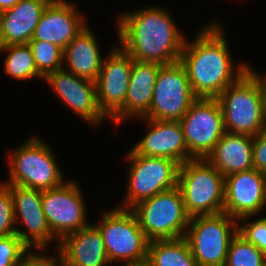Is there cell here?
<instances>
[{
  "label": "cell",
  "instance_id": "1",
  "mask_svg": "<svg viewBox=\"0 0 266 266\" xmlns=\"http://www.w3.org/2000/svg\"><path fill=\"white\" fill-rule=\"evenodd\" d=\"M223 33L221 25L212 22L198 33L195 41H185L180 62L197 98H217L250 67L242 63L234 70Z\"/></svg>",
  "mask_w": 266,
  "mask_h": 266
},
{
  "label": "cell",
  "instance_id": "2",
  "mask_svg": "<svg viewBox=\"0 0 266 266\" xmlns=\"http://www.w3.org/2000/svg\"><path fill=\"white\" fill-rule=\"evenodd\" d=\"M117 19L121 48L134 60L161 65L180 61L186 39L169 12L149 6Z\"/></svg>",
  "mask_w": 266,
  "mask_h": 266
},
{
  "label": "cell",
  "instance_id": "3",
  "mask_svg": "<svg viewBox=\"0 0 266 266\" xmlns=\"http://www.w3.org/2000/svg\"><path fill=\"white\" fill-rule=\"evenodd\" d=\"M216 99L221 107L226 132L256 136L266 127L260 75L250 67Z\"/></svg>",
  "mask_w": 266,
  "mask_h": 266
},
{
  "label": "cell",
  "instance_id": "4",
  "mask_svg": "<svg viewBox=\"0 0 266 266\" xmlns=\"http://www.w3.org/2000/svg\"><path fill=\"white\" fill-rule=\"evenodd\" d=\"M178 187L190 217L224 212L225 177L206 159L180 165Z\"/></svg>",
  "mask_w": 266,
  "mask_h": 266
},
{
  "label": "cell",
  "instance_id": "5",
  "mask_svg": "<svg viewBox=\"0 0 266 266\" xmlns=\"http://www.w3.org/2000/svg\"><path fill=\"white\" fill-rule=\"evenodd\" d=\"M7 155L10 159L7 185L44 191L65 183L51 148L40 138H30L19 149L9 151Z\"/></svg>",
  "mask_w": 266,
  "mask_h": 266
},
{
  "label": "cell",
  "instance_id": "6",
  "mask_svg": "<svg viewBox=\"0 0 266 266\" xmlns=\"http://www.w3.org/2000/svg\"><path fill=\"white\" fill-rule=\"evenodd\" d=\"M131 210L150 241L185 237L190 216L178 186L137 203Z\"/></svg>",
  "mask_w": 266,
  "mask_h": 266
},
{
  "label": "cell",
  "instance_id": "7",
  "mask_svg": "<svg viewBox=\"0 0 266 266\" xmlns=\"http://www.w3.org/2000/svg\"><path fill=\"white\" fill-rule=\"evenodd\" d=\"M235 218L222 212L190 217L185 233L198 266H224L231 239L238 233Z\"/></svg>",
  "mask_w": 266,
  "mask_h": 266
},
{
  "label": "cell",
  "instance_id": "8",
  "mask_svg": "<svg viewBox=\"0 0 266 266\" xmlns=\"http://www.w3.org/2000/svg\"><path fill=\"white\" fill-rule=\"evenodd\" d=\"M130 168L126 200L120 208L131 209L137 203L178 186L180 164L164 157L137 154L132 148L127 153ZM125 206V207H124Z\"/></svg>",
  "mask_w": 266,
  "mask_h": 266
},
{
  "label": "cell",
  "instance_id": "9",
  "mask_svg": "<svg viewBox=\"0 0 266 266\" xmlns=\"http://www.w3.org/2000/svg\"><path fill=\"white\" fill-rule=\"evenodd\" d=\"M102 234L109 261L123 263L137 261L148 256L150 240L141 229L131 209L118 206L104 211L99 223L94 224Z\"/></svg>",
  "mask_w": 266,
  "mask_h": 266
},
{
  "label": "cell",
  "instance_id": "10",
  "mask_svg": "<svg viewBox=\"0 0 266 266\" xmlns=\"http://www.w3.org/2000/svg\"><path fill=\"white\" fill-rule=\"evenodd\" d=\"M197 99L180 61L162 65L145 119L180 121Z\"/></svg>",
  "mask_w": 266,
  "mask_h": 266
},
{
  "label": "cell",
  "instance_id": "11",
  "mask_svg": "<svg viewBox=\"0 0 266 266\" xmlns=\"http://www.w3.org/2000/svg\"><path fill=\"white\" fill-rule=\"evenodd\" d=\"M180 124L188 151L195 159H205L226 132L216 98H197Z\"/></svg>",
  "mask_w": 266,
  "mask_h": 266
},
{
  "label": "cell",
  "instance_id": "12",
  "mask_svg": "<svg viewBox=\"0 0 266 266\" xmlns=\"http://www.w3.org/2000/svg\"><path fill=\"white\" fill-rule=\"evenodd\" d=\"M75 181L42 191V208L53 235L59 242L68 234L88 226L83 194Z\"/></svg>",
  "mask_w": 266,
  "mask_h": 266
},
{
  "label": "cell",
  "instance_id": "13",
  "mask_svg": "<svg viewBox=\"0 0 266 266\" xmlns=\"http://www.w3.org/2000/svg\"><path fill=\"white\" fill-rule=\"evenodd\" d=\"M133 61L120 46L103 59L96 87L97 102L106 117L112 119L124 107Z\"/></svg>",
  "mask_w": 266,
  "mask_h": 266
},
{
  "label": "cell",
  "instance_id": "14",
  "mask_svg": "<svg viewBox=\"0 0 266 266\" xmlns=\"http://www.w3.org/2000/svg\"><path fill=\"white\" fill-rule=\"evenodd\" d=\"M266 205V174L255 170L225 177L224 212L239 221L254 216Z\"/></svg>",
  "mask_w": 266,
  "mask_h": 266
},
{
  "label": "cell",
  "instance_id": "15",
  "mask_svg": "<svg viewBox=\"0 0 266 266\" xmlns=\"http://www.w3.org/2000/svg\"><path fill=\"white\" fill-rule=\"evenodd\" d=\"M13 199L15 223L20 216L27 231L16 228V235L30 249L45 250L49 241L57 238L51 232L42 208V191L32 188L10 185ZM32 246V247H31Z\"/></svg>",
  "mask_w": 266,
  "mask_h": 266
},
{
  "label": "cell",
  "instance_id": "16",
  "mask_svg": "<svg viewBox=\"0 0 266 266\" xmlns=\"http://www.w3.org/2000/svg\"><path fill=\"white\" fill-rule=\"evenodd\" d=\"M44 80L52 87L61 100L77 116L94 126L106 119L97 102L96 82L78 77L61 68L48 74Z\"/></svg>",
  "mask_w": 266,
  "mask_h": 266
},
{
  "label": "cell",
  "instance_id": "17",
  "mask_svg": "<svg viewBox=\"0 0 266 266\" xmlns=\"http://www.w3.org/2000/svg\"><path fill=\"white\" fill-rule=\"evenodd\" d=\"M66 0H51L42 12L31 40H41L64 49L87 24L85 17Z\"/></svg>",
  "mask_w": 266,
  "mask_h": 266
},
{
  "label": "cell",
  "instance_id": "18",
  "mask_svg": "<svg viewBox=\"0 0 266 266\" xmlns=\"http://www.w3.org/2000/svg\"><path fill=\"white\" fill-rule=\"evenodd\" d=\"M146 120L150 130L133 146L137 154L173 159L180 165L195 159L188 151L180 121Z\"/></svg>",
  "mask_w": 266,
  "mask_h": 266
},
{
  "label": "cell",
  "instance_id": "19",
  "mask_svg": "<svg viewBox=\"0 0 266 266\" xmlns=\"http://www.w3.org/2000/svg\"><path fill=\"white\" fill-rule=\"evenodd\" d=\"M58 250L63 266H108L105 243L99 229L93 224L66 235Z\"/></svg>",
  "mask_w": 266,
  "mask_h": 266
},
{
  "label": "cell",
  "instance_id": "20",
  "mask_svg": "<svg viewBox=\"0 0 266 266\" xmlns=\"http://www.w3.org/2000/svg\"><path fill=\"white\" fill-rule=\"evenodd\" d=\"M161 66L154 62L133 61L125 104L112 118L114 124H121L123 119L133 116L144 118L148 114Z\"/></svg>",
  "mask_w": 266,
  "mask_h": 266
},
{
  "label": "cell",
  "instance_id": "21",
  "mask_svg": "<svg viewBox=\"0 0 266 266\" xmlns=\"http://www.w3.org/2000/svg\"><path fill=\"white\" fill-rule=\"evenodd\" d=\"M51 0H19L0 16V46L28 44L43 10Z\"/></svg>",
  "mask_w": 266,
  "mask_h": 266
},
{
  "label": "cell",
  "instance_id": "22",
  "mask_svg": "<svg viewBox=\"0 0 266 266\" xmlns=\"http://www.w3.org/2000/svg\"><path fill=\"white\" fill-rule=\"evenodd\" d=\"M224 177L253 169V136L225 132L205 158Z\"/></svg>",
  "mask_w": 266,
  "mask_h": 266
},
{
  "label": "cell",
  "instance_id": "23",
  "mask_svg": "<svg viewBox=\"0 0 266 266\" xmlns=\"http://www.w3.org/2000/svg\"><path fill=\"white\" fill-rule=\"evenodd\" d=\"M95 35L88 25L63 49L67 71L78 77L96 82L103 58Z\"/></svg>",
  "mask_w": 266,
  "mask_h": 266
},
{
  "label": "cell",
  "instance_id": "24",
  "mask_svg": "<svg viewBox=\"0 0 266 266\" xmlns=\"http://www.w3.org/2000/svg\"><path fill=\"white\" fill-rule=\"evenodd\" d=\"M147 257L154 266H198L185 237L151 240Z\"/></svg>",
  "mask_w": 266,
  "mask_h": 266
},
{
  "label": "cell",
  "instance_id": "25",
  "mask_svg": "<svg viewBox=\"0 0 266 266\" xmlns=\"http://www.w3.org/2000/svg\"><path fill=\"white\" fill-rule=\"evenodd\" d=\"M6 52L4 71L17 80L32 77H44L38 72L29 44H10L0 46V52Z\"/></svg>",
  "mask_w": 266,
  "mask_h": 266
},
{
  "label": "cell",
  "instance_id": "26",
  "mask_svg": "<svg viewBox=\"0 0 266 266\" xmlns=\"http://www.w3.org/2000/svg\"><path fill=\"white\" fill-rule=\"evenodd\" d=\"M224 266H266V255L237 233L230 241Z\"/></svg>",
  "mask_w": 266,
  "mask_h": 266
},
{
  "label": "cell",
  "instance_id": "27",
  "mask_svg": "<svg viewBox=\"0 0 266 266\" xmlns=\"http://www.w3.org/2000/svg\"><path fill=\"white\" fill-rule=\"evenodd\" d=\"M28 44L32 50L37 70L44 78L63 68L62 64L65 63L63 49L58 45L41 40H30Z\"/></svg>",
  "mask_w": 266,
  "mask_h": 266
},
{
  "label": "cell",
  "instance_id": "28",
  "mask_svg": "<svg viewBox=\"0 0 266 266\" xmlns=\"http://www.w3.org/2000/svg\"><path fill=\"white\" fill-rule=\"evenodd\" d=\"M13 199L10 185L0 183V237L16 234Z\"/></svg>",
  "mask_w": 266,
  "mask_h": 266
},
{
  "label": "cell",
  "instance_id": "29",
  "mask_svg": "<svg viewBox=\"0 0 266 266\" xmlns=\"http://www.w3.org/2000/svg\"><path fill=\"white\" fill-rule=\"evenodd\" d=\"M28 250L16 234L0 237V266H18Z\"/></svg>",
  "mask_w": 266,
  "mask_h": 266
},
{
  "label": "cell",
  "instance_id": "30",
  "mask_svg": "<svg viewBox=\"0 0 266 266\" xmlns=\"http://www.w3.org/2000/svg\"><path fill=\"white\" fill-rule=\"evenodd\" d=\"M249 218L251 216L239 219L238 223L243 222V224H238V233L266 255V217L254 220L252 223L246 221Z\"/></svg>",
  "mask_w": 266,
  "mask_h": 266
},
{
  "label": "cell",
  "instance_id": "31",
  "mask_svg": "<svg viewBox=\"0 0 266 266\" xmlns=\"http://www.w3.org/2000/svg\"><path fill=\"white\" fill-rule=\"evenodd\" d=\"M253 168L266 174V127L253 136Z\"/></svg>",
  "mask_w": 266,
  "mask_h": 266
},
{
  "label": "cell",
  "instance_id": "32",
  "mask_svg": "<svg viewBox=\"0 0 266 266\" xmlns=\"http://www.w3.org/2000/svg\"><path fill=\"white\" fill-rule=\"evenodd\" d=\"M28 250L20 259L18 266H63L62 256L58 250V256L49 257V255H43V253L29 252ZM58 260V261H57ZM57 264V265H56Z\"/></svg>",
  "mask_w": 266,
  "mask_h": 266
},
{
  "label": "cell",
  "instance_id": "33",
  "mask_svg": "<svg viewBox=\"0 0 266 266\" xmlns=\"http://www.w3.org/2000/svg\"><path fill=\"white\" fill-rule=\"evenodd\" d=\"M260 91L262 96L263 118L266 125V76H260Z\"/></svg>",
  "mask_w": 266,
  "mask_h": 266
},
{
  "label": "cell",
  "instance_id": "34",
  "mask_svg": "<svg viewBox=\"0 0 266 266\" xmlns=\"http://www.w3.org/2000/svg\"><path fill=\"white\" fill-rule=\"evenodd\" d=\"M122 266H154V265L150 261V259L146 257L137 261L123 263Z\"/></svg>",
  "mask_w": 266,
  "mask_h": 266
},
{
  "label": "cell",
  "instance_id": "35",
  "mask_svg": "<svg viewBox=\"0 0 266 266\" xmlns=\"http://www.w3.org/2000/svg\"><path fill=\"white\" fill-rule=\"evenodd\" d=\"M19 0H0L1 12L13 8Z\"/></svg>",
  "mask_w": 266,
  "mask_h": 266
}]
</instances>
